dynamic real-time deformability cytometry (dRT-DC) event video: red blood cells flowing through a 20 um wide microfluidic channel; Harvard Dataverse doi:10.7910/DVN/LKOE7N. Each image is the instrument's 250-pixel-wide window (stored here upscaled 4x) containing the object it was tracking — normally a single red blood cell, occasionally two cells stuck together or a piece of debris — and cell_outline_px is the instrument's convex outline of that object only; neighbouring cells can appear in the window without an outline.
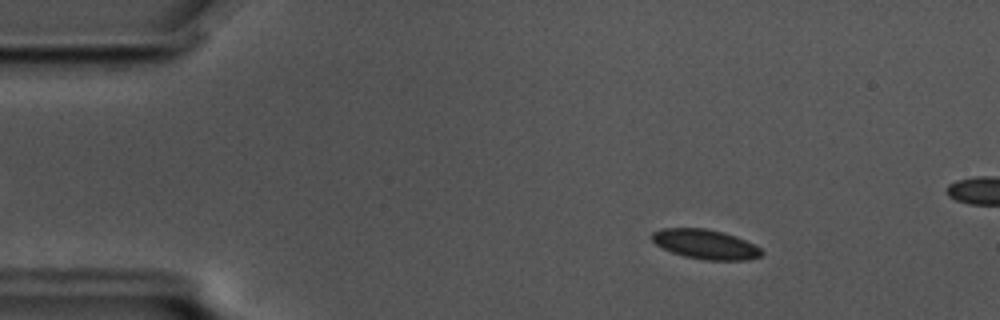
{"species": "common noctule bat (a hibernating species)", "species_latin": "Nyctalus noctula", "temperature_condition": "cold", "stored_images_in_passage": 58, "camera_frame_rate_fps": 3000, "um_per_image_px": 0.085, "animal": {"sex": "male", "body_mass_g": 17.5, "forearm_length_mm": 52.3}, "frame": {"image": 1, "passage_image": 8, "time_ms": 2.333, "image_size_px": [1000, 320], "cell_outline_px": [[764, 252], [760, 256], [748, 260], [704, 260], [684, 256], [672, 252], [656, 244], [652, 240], [652, 232], [664, 228], [704, 228], [724, 232], [736, 236], [760, 248]], "centroid_in_image_um": [59.97, 20.76], "position_along_channel_um": 25.0, "area_um2": 18.79}}
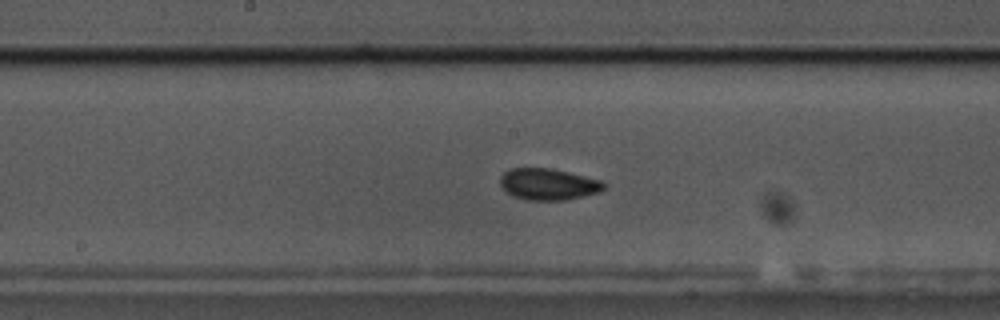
{"frame": {"image": 2, "passage_image": 29, "time_ms": 9.333, "image_size_px": [1000, 320], "cell_outline_px": [[608, 184], [600, 192], [568, 200], [528, 200], [512, 196], [500, 184], [500, 176], [504, 172], [512, 168], [552, 168], [600, 180]], "centroid_in_image_um": [46.62, 15.66], "position_along_channel_um": 201.6, "area_um2": 19.07}}
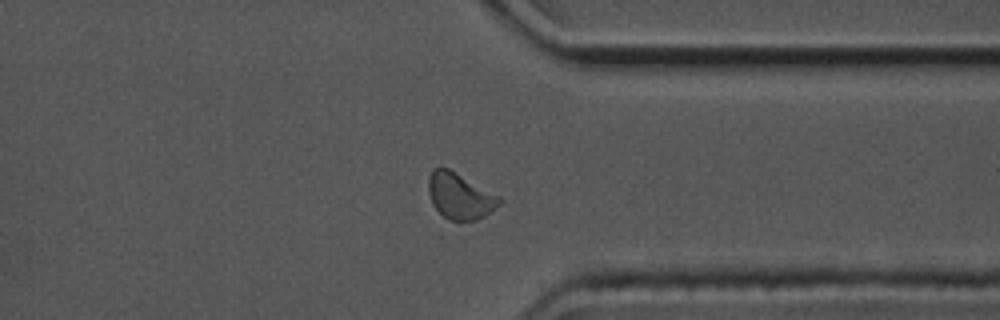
{"frame": {"image": 3, "passage_image": 44, "time_ms": 14.333, "image_size_px": [1000, 320], "cell_outline_px": [[504, 200], [500, 204], [484, 216], [476, 220], [452, 220], [444, 216], [432, 204], [428, 192], [428, 180], [432, 168], [448, 168], [500, 196]], "centroid_in_image_um": [39.09, 16.65], "position_along_channel_um": 372.3, "area_um2": 18.84}, "authors_computed_cell_mechanics": {"area_um2": 18.785, "velocity_mm_per_s": 3.4648, "shape_relaxation_time_tau1_ms": 2.003, "shape_relaxation_time_tau2_ms": 2.971, "deformation_change_tau1": 0.0577, "deformation_change_tau2": 0.0666}}